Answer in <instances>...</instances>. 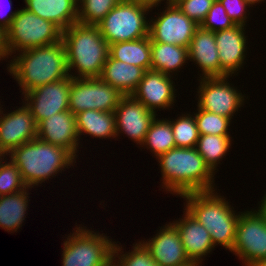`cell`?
I'll return each instance as SVG.
<instances>
[{"label":"cell","instance_id":"30","mask_svg":"<svg viewBox=\"0 0 266 266\" xmlns=\"http://www.w3.org/2000/svg\"><path fill=\"white\" fill-rule=\"evenodd\" d=\"M121 0H78V23L97 25Z\"/></svg>","mask_w":266,"mask_h":266},{"label":"cell","instance_id":"44","mask_svg":"<svg viewBox=\"0 0 266 266\" xmlns=\"http://www.w3.org/2000/svg\"><path fill=\"white\" fill-rule=\"evenodd\" d=\"M114 261V262H113ZM105 266H120L113 258Z\"/></svg>","mask_w":266,"mask_h":266},{"label":"cell","instance_id":"15","mask_svg":"<svg viewBox=\"0 0 266 266\" xmlns=\"http://www.w3.org/2000/svg\"><path fill=\"white\" fill-rule=\"evenodd\" d=\"M1 109L0 153L7 155L12 149L37 138V124L25 104L7 114Z\"/></svg>","mask_w":266,"mask_h":266},{"label":"cell","instance_id":"38","mask_svg":"<svg viewBox=\"0 0 266 266\" xmlns=\"http://www.w3.org/2000/svg\"><path fill=\"white\" fill-rule=\"evenodd\" d=\"M8 10H7V13H3L2 15L3 16H1V13H0V26L4 29V30H7L9 27H10V25H11V23H12V21H13V18L17 15V13H18V10H16L15 12L13 11H11L10 13H9V11L12 9V1L11 0H8ZM9 13V15H7ZM5 16V17H4Z\"/></svg>","mask_w":266,"mask_h":266},{"label":"cell","instance_id":"25","mask_svg":"<svg viewBox=\"0 0 266 266\" xmlns=\"http://www.w3.org/2000/svg\"><path fill=\"white\" fill-rule=\"evenodd\" d=\"M109 55L118 61L126 62L151 70V41L149 35L132 41L116 42L109 45Z\"/></svg>","mask_w":266,"mask_h":266},{"label":"cell","instance_id":"3","mask_svg":"<svg viewBox=\"0 0 266 266\" xmlns=\"http://www.w3.org/2000/svg\"><path fill=\"white\" fill-rule=\"evenodd\" d=\"M66 49L68 72L74 68L73 79L99 78L109 55V44L97 25L75 23L62 31Z\"/></svg>","mask_w":266,"mask_h":266},{"label":"cell","instance_id":"28","mask_svg":"<svg viewBox=\"0 0 266 266\" xmlns=\"http://www.w3.org/2000/svg\"><path fill=\"white\" fill-rule=\"evenodd\" d=\"M231 138L229 135H199L195 148L213 173L217 170L220 159L229 151Z\"/></svg>","mask_w":266,"mask_h":266},{"label":"cell","instance_id":"20","mask_svg":"<svg viewBox=\"0 0 266 266\" xmlns=\"http://www.w3.org/2000/svg\"><path fill=\"white\" fill-rule=\"evenodd\" d=\"M188 54L189 60L201 68L202 78L228 76L220 67L215 32L199 25L190 41Z\"/></svg>","mask_w":266,"mask_h":266},{"label":"cell","instance_id":"34","mask_svg":"<svg viewBox=\"0 0 266 266\" xmlns=\"http://www.w3.org/2000/svg\"><path fill=\"white\" fill-rule=\"evenodd\" d=\"M0 162V196L14 194L27 188L17 166L10 160Z\"/></svg>","mask_w":266,"mask_h":266},{"label":"cell","instance_id":"17","mask_svg":"<svg viewBox=\"0 0 266 266\" xmlns=\"http://www.w3.org/2000/svg\"><path fill=\"white\" fill-rule=\"evenodd\" d=\"M37 138L61 146L77 158L79 137L76 116L70 110L56 113L37 124Z\"/></svg>","mask_w":266,"mask_h":266},{"label":"cell","instance_id":"27","mask_svg":"<svg viewBox=\"0 0 266 266\" xmlns=\"http://www.w3.org/2000/svg\"><path fill=\"white\" fill-rule=\"evenodd\" d=\"M28 189L0 196V227L8 232H16L26 217L29 193Z\"/></svg>","mask_w":266,"mask_h":266},{"label":"cell","instance_id":"29","mask_svg":"<svg viewBox=\"0 0 266 266\" xmlns=\"http://www.w3.org/2000/svg\"><path fill=\"white\" fill-rule=\"evenodd\" d=\"M146 146L156 158L176 147L171 123L167 119H154L150 124L141 147Z\"/></svg>","mask_w":266,"mask_h":266},{"label":"cell","instance_id":"40","mask_svg":"<svg viewBox=\"0 0 266 266\" xmlns=\"http://www.w3.org/2000/svg\"><path fill=\"white\" fill-rule=\"evenodd\" d=\"M129 1L144 4V5H147L151 8H154V7L156 8L159 6V3H162L161 1H165V0H129ZM172 1L173 0H166V3H169Z\"/></svg>","mask_w":266,"mask_h":266},{"label":"cell","instance_id":"18","mask_svg":"<svg viewBox=\"0 0 266 266\" xmlns=\"http://www.w3.org/2000/svg\"><path fill=\"white\" fill-rule=\"evenodd\" d=\"M159 266H183L189 262L177 227L173 222L164 225L148 241H140Z\"/></svg>","mask_w":266,"mask_h":266},{"label":"cell","instance_id":"10","mask_svg":"<svg viewBox=\"0 0 266 266\" xmlns=\"http://www.w3.org/2000/svg\"><path fill=\"white\" fill-rule=\"evenodd\" d=\"M245 266L266 259V223L258 211L241 212L232 251Z\"/></svg>","mask_w":266,"mask_h":266},{"label":"cell","instance_id":"2","mask_svg":"<svg viewBox=\"0 0 266 266\" xmlns=\"http://www.w3.org/2000/svg\"><path fill=\"white\" fill-rule=\"evenodd\" d=\"M162 183L173 195L214 189V175L196 148L175 147L160 154Z\"/></svg>","mask_w":266,"mask_h":266},{"label":"cell","instance_id":"26","mask_svg":"<svg viewBox=\"0 0 266 266\" xmlns=\"http://www.w3.org/2000/svg\"><path fill=\"white\" fill-rule=\"evenodd\" d=\"M187 60L188 48L151 41V70L172 76Z\"/></svg>","mask_w":266,"mask_h":266},{"label":"cell","instance_id":"19","mask_svg":"<svg viewBox=\"0 0 266 266\" xmlns=\"http://www.w3.org/2000/svg\"><path fill=\"white\" fill-rule=\"evenodd\" d=\"M244 29L242 25H235L215 32L220 67L228 76L235 74L245 63L247 39Z\"/></svg>","mask_w":266,"mask_h":266},{"label":"cell","instance_id":"23","mask_svg":"<svg viewBox=\"0 0 266 266\" xmlns=\"http://www.w3.org/2000/svg\"><path fill=\"white\" fill-rule=\"evenodd\" d=\"M144 72L145 70L141 67L118 61L108 55L99 78L118 89L123 95H131L136 90Z\"/></svg>","mask_w":266,"mask_h":266},{"label":"cell","instance_id":"39","mask_svg":"<svg viewBox=\"0 0 266 266\" xmlns=\"http://www.w3.org/2000/svg\"><path fill=\"white\" fill-rule=\"evenodd\" d=\"M11 56L7 46L6 40V30L0 26V60H3L5 57L8 58Z\"/></svg>","mask_w":266,"mask_h":266},{"label":"cell","instance_id":"24","mask_svg":"<svg viewBox=\"0 0 266 266\" xmlns=\"http://www.w3.org/2000/svg\"><path fill=\"white\" fill-rule=\"evenodd\" d=\"M76 116V129L78 137L83 133L95 138H116V123L114 112L98 110H85Z\"/></svg>","mask_w":266,"mask_h":266},{"label":"cell","instance_id":"43","mask_svg":"<svg viewBox=\"0 0 266 266\" xmlns=\"http://www.w3.org/2000/svg\"><path fill=\"white\" fill-rule=\"evenodd\" d=\"M244 1H246L250 6L252 5V7H253V5H255V3H260V2H262V1H264V0H244Z\"/></svg>","mask_w":266,"mask_h":266},{"label":"cell","instance_id":"32","mask_svg":"<svg viewBox=\"0 0 266 266\" xmlns=\"http://www.w3.org/2000/svg\"><path fill=\"white\" fill-rule=\"evenodd\" d=\"M194 113L199 135H230L228 127L231 119L198 108Z\"/></svg>","mask_w":266,"mask_h":266},{"label":"cell","instance_id":"12","mask_svg":"<svg viewBox=\"0 0 266 266\" xmlns=\"http://www.w3.org/2000/svg\"><path fill=\"white\" fill-rule=\"evenodd\" d=\"M229 76L200 78L197 108L233 119L244 103V97L227 81Z\"/></svg>","mask_w":266,"mask_h":266},{"label":"cell","instance_id":"46","mask_svg":"<svg viewBox=\"0 0 266 266\" xmlns=\"http://www.w3.org/2000/svg\"><path fill=\"white\" fill-rule=\"evenodd\" d=\"M4 157H6V155L3 154V153H0V162H1L2 159H4Z\"/></svg>","mask_w":266,"mask_h":266},{"label":"cell","instance_id":"42","mask_svg":"<svg viewBox=\"0 0 266 266\" xmlns=\"http://www.w3.org/2000/svg\"><path fill=\"white\" fill-rule=\"evenodd\" d=\"M250 266H266V259L255 261Z\"/></svg>","mask_w":266,"mask_h":266},{"label":"cell","instance_id":"14","mask_svg":"<svg viewBox=\"0 0 266 266\" xmlns=\"http://www.w3.org/2000/svg\"><path fill=\"white\" fill-rule=\"evenodd\" d=\"M116 136L126 134L131 140L141 146L150 124L157 114L147 109L132 95H124L114 110ZM119 134V135H118Z\"/></svg>","mask_w":266,"mask_h":266},{"label":"cell","instance_id":"35","mask_svg":"<svg viewBox=\"0 0 266 266\" xmlns=\"http://www.w3.org/2000/svg\"><path fill=\"white\" fill-rule=\"evenodd\" d=\"M200 26L211 32H217L234 27L235 24L227 15L221 2L215 0Z\"/></svg>","mask_w":266,"mask_h":266},{"label":"cell","instance_id":"6","mask_svg":"<svg viewBox=\"0 0 266 266\" xmlns=\"http://www.w3.org/2000/svg\"><path fill=\"white\" fill-rule=\"evenodd\" d=\"M150 9L144 4L121 0L97 26L109 45L138 40L149 35V20L145 15Z\"/></svg>","mask_w":266,"mask_h":266},{"label":"cell","instance_id":"33","mask_svg":"<svg viewBox=\"0 0 266 266\" xmlns=\"http://www.w3.org/2000/svg\"><path fill=\"white\" fill-rule=\"evenodd\" d=\"M121 250L122 249L117 243L114 244L112 258L120 266H159L141 242L133 244V251L129 253L125 252L124 254ZM121 252H123V254ZM116 258H118V261Z\"/></svg>","mask_w":266,"mask_h":266},{"label":"cell","instance_id":"4","mask_svg":"<svg viewBox=\"0 0 266 266\" xmlns=\"http://www.w3.org/2000/svg\"><path fill=\"white\" fill-rule=\"evenodd\" d=\"M214 191L189 192L181 197L186 200L185 209L209 231L214 247L219 244L232 251L240 214Z\"/></svg>","mask_w":266,"mask_h":266},{"label":"cell","instance_id":"1","mask_svg":"<svg viewBox=\"0 0 266 266\" xmlns=\"http://www.w3.org/2000/svg\"><path fill=\"white\" fill-rule=\"evenodd\" d=\"M18 55L10 60L7 69L18 82L22 94L69 77L63 41L27 49Z\"/></svg>","mask_w":266,"mask_h":266},{"label":"cell","instance_id":"7","mask_svg":"<svg viewBox=\"0 0 266 266\" xmlns=\"http://www.w3.org/2000/svg\"><path fill=\"white\" fill-rule=\"evenodd\" d=\"M10 55L34 47L51 45L62 41V30L27 9H18L10 27L6 30Z\"/></svg>","mask_w":266,"mask_h":266},{"label":"cell","instance_id":"9","mask_svg":"<svg viewBox=\"0 0 266 266\" xmlns=\"http://www.w3.org/2000/svg\"><path fill=\"white\" fill-rule=\"evenodd\" d=\"M124 95L100 78L70 77L69 110L78 114L85 110L114 112Z\"/></svg>","mask_w":266,"mask_h":266},{"label":"cell","instance_id":"37","mask_svg":"<svg viewBox=\"0 0 266 266\" xmlns=\"http://www.w3.org/2000/svg\"><path fill=\"white\" fill-rule=\"evenodd\" d=\"M227 15L231 18L235 25H242L245 27L247 17V8L251 6L244 0H219ZM248 6V7H247Z\"/></svg>","mask_w":266,"mask_h":266},{"label":"cell","instance_id":"16","mask_svg":"<svg viewBox=\"0 0 266 266\" xmlns=\"http://www.w3.org/2000/svg\"><path fill=\"white\" fill-rule=\"evenodd\" d=\"M173 76L163 74L159 71H145L136 90L131 94L150 111L156 109H169L175 102V88Z\"/></svg>","mask_w":266,"mask_h":266},{"label":"cell","instance_id":"13","mask_svg":"<svg viewBox=\"0 0 266 266\" xmlns=\"http://www.w3.org/2000/svg\"><path fill=\"white\" fill-rule=\"evenodd\" d=\"M25 106L30 110L35 123L69 110L70 76L59 81L39 86L23 94Z\"/></svg>","mask_w":266,"mask_h":266},{"label":"cell","instance_id":"41","mask_svg":"<svg viewBox=\"0 0 266 266\" xmlns=\"http://www.w3.org/2000/svg\"><path fill=\"white\" fill-rule=\"evenodd\" d=\"M263 198L261 200V204L258 207L259 209L257 211L263 217V219H264V221L266 223V194H265V196Z\"/></svg>","mask_w":266,"mask_h":266},{"label":"cell","instance_id":"31","mask_svg":"<svg viewBox=\"0 0 266 266\" xmlns=\"http://www.w3.org/2000/svg\"><path fill=\"white\" fill-rule=\"evenodd\" d=\"M182 115L175 119L176 121L168 120L171 123L176 147L194 148L199 139L196 120L191 114Z\"/></svg>","mask_w":266,"mask_h":266},{"label":"cell","instance_id":"8","mask_svg":"<svg viewBox=\"0 0 266 266\" xmlns=\"http://www.w3.org/2000/svg\"><path fill=\"white\" fill-rule=\"evenodd\" d=\"M75 229L64 241L62 266H105L116 242L84 226Z\"/></svg>","mask_w":266,"mask_h":266},{"label":"cell","instance_id":"5","mask_svg":"<svg viewBox=\"0 0 266 266\" xmlns=\"http://www.w3.org/2000/svg\"><path fill=\"white\" fill-rule=\"evenodd\" d=\"M7 155L17 166L28 188L38 187L76 163V158L68 150L38 138L12 149Z\"/></svg>","mask_w":266,"mask_h":266},{"label":"cell","instance_id":"22","mask_svg":"<svg viewBox=\"0 0 266 266\" xmlns=\"http://www.w3.org/2000/svg\"><path fill=\"white\" fill-rule=\"evenodd\" d=\"M28 11L51 21L62 31L78 22V0H24Z\"/></svg>","mask_w":266,"mask_h":266},{"label":"cell","instance_id":"36","mask_svg":"<svg viewBox=\"0 0 266 266\" xmlns=\"http://www.w3.org/2000/svg\"><path fill=\"white\" fill-rule=\"evenodd\" d=\"M215 0H173L177 7L191 20L200 25Z\"/></svg>","mask_w":266,"mask_h":266},{"label":"cell","instance_id":"45","mask_svg":"<svg viewBox=\"0 0 266 266\" xmlns=\"http://www.w3.org/2000/svg\"><path fill=\"white\" fill-rule=\"evenodd\" d=\"M199 264H201V263L191 261V262H189V263H187V264H185V265H183V266H201V265H199Z\"/></svg>","mask_w":266,"mask_h":266},{"label":"cell","instance_id":"11","mask_svg":"<svg viewBox=\"0 0 266 266\" xmlns=\"http://www.w3.org/2000/svg\"><path fill=\"white\" fill-rule=\"evenodd\" d=\"M166 5L163 14L155 19L151 17L149 21L150 41L188 48L199 25L185 15L173 1Z\"/></svg>","mask_w":266,"mask_h":266},{"label":"cell","instance_id":"21","mask_svg":"<svg viewBox=\"0 0 266 266\" xmlns=\"http://www.w3.org/2000/svg\"><path fill=\"white\" fill-rule=\"evenodd\" d=\"M184 218L176 220L185 253L190 261L201 263L203 257L214 249L209 231L199 223L186 209Z\"/></svg>","mask_w":266,"mask_h":266}]
</instances>
